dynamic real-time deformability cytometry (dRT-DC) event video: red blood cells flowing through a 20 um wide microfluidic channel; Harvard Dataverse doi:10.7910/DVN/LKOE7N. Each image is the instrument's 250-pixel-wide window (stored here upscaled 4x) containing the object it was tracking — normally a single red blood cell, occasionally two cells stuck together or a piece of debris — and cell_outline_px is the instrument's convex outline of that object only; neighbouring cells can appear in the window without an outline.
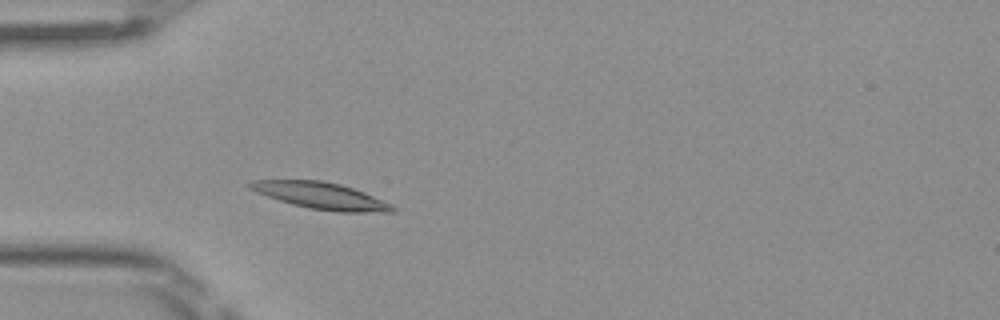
{"species": "Egyptian fruit bat (a non-hibernating species)", "species_latin": "Rousettus aegyptiacus", "temperature_condition": "room temperature", "stored_images_in_passage": 1, "camera_frame_rate_fps": 3000, "um_per_image_px": 0.085, "frame": {"image": 1, "passage_image": 1, "time_ms": 0.0, "image_size_px": [1000, 320], "cell_outline_px": [[396, 212], [336, 212], [308, 208], [292, 204], [256, 192], [248, 188], [244, 184], [252, 180], [320, 180], [340, 184], [364, 192], [392, 204], [396, 208]], "centroid_in_image_um": [27.28, 16.64], "position_along_channel_um": 57.7, "area_um2": 22.2}}